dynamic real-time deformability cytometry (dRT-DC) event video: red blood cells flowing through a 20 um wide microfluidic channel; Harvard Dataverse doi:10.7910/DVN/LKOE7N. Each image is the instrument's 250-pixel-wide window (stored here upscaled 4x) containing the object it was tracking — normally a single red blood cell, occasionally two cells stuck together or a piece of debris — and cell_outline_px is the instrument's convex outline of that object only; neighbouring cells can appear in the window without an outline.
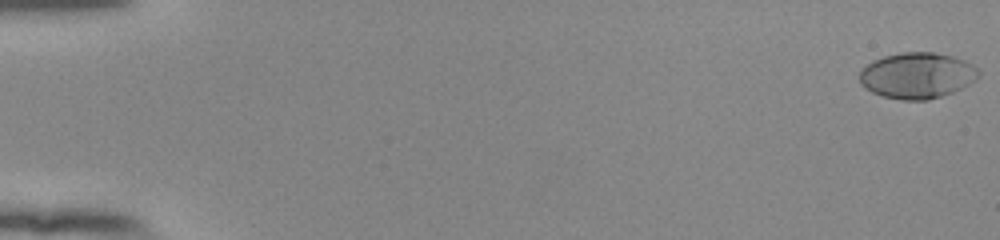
{"species": "human", "species_latin": "Homo sapiens", "temperature_condition": "room temperature", "stored_images_in_passage": 55, "camera_frame_rate_fps": 3000, "um_per_image_px": 0.085, "donor": {"sex": "female"}, "frame": {"image": 1, "passage_image": 1, "time_ms": 0.0, "image_size_px": [1000, 240], "cell_outline_px": [[980, 76], [976, 80], [952, 92], [928, 100], [900, 100], [884, 96], [872, 92], [860, 84], [860, 68], [872, 60], [884, 56], [904, 52], [932, 52], [952, 56], [964, 60], [972, 64], [980, 72]], "centroid_in_image_um": [77.94, 6.41], "position_along_channel_um": 7.1, "area_um2": 31.91}}
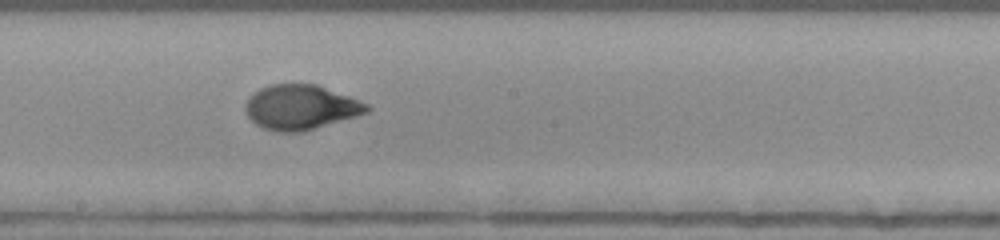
{"frame": {"image": 2, "passage_image": 32, "time_ms": 10.333, "image_size_px": [1000, 240], "cell_outline_px": [[372, 108], [368, 112], [356, 116], [300, 132], [276, 132], [264, 128], [256, 124], [248, 116], [244, 108], [248, 100], [260, 88], [268, 84], [316, 84], [348, 96], [368, 104]], "centroid_in_image_um": [25.56, 9.11], "position_along_channel_um": 222.6, "area_um2": 31.27}}
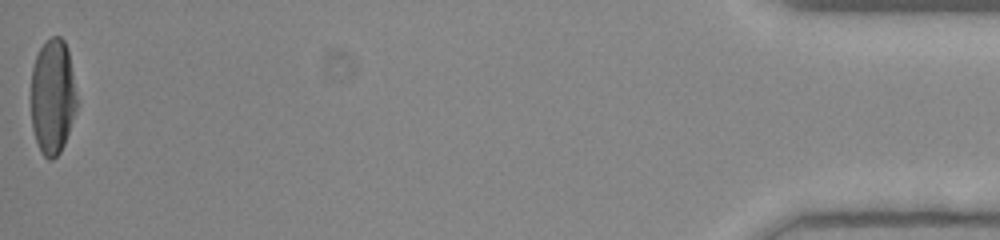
{"frame": {"image": 3, "passage_image": 55, "time_ms": 18.0, "image_size_px": [1000, 240], "cell_outline_px": [[76, 108], [64, 144], [60, 152], [52, 160], [48, 160], [40, 152], [32, 128], [32, 68], [36, 56], [40, 48], [52, 36], [60, 36], [64, 40], [68, 48], [76, 96]], "centroid_in_image_um": [4.47, 8.22], "position_along_channel_um": 430.7, "area_um2": 30.4}, "authors_computed_cell_mechanics": {"area_um2": 31.1542, "velocity_mm_per_s": 3.8759, "shape_relaxation_time_tau1_ms": 4.8638, "shape_relaxation_time_tau2_ms": null, "deformation_change_tau1": 0.2363, "deformation_change_tau2": null}}